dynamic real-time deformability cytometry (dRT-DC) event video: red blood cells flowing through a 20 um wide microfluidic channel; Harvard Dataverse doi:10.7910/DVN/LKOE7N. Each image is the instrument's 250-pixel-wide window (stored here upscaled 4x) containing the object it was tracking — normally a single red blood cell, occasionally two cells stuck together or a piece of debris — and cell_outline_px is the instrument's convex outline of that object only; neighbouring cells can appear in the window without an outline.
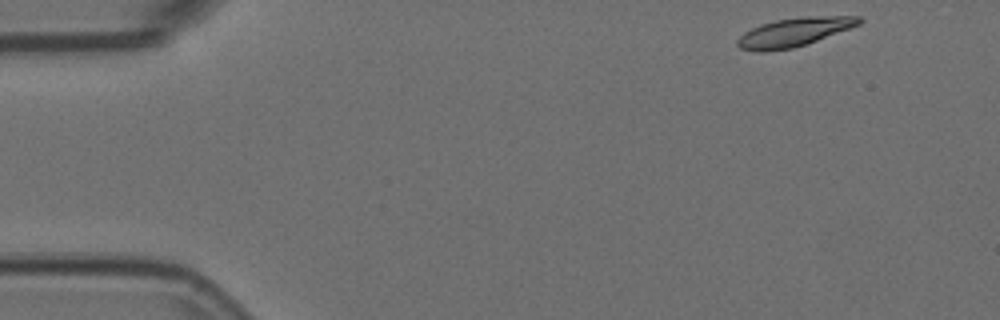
{"species": "Egyptian fruit bat (a non-hibernating species)", "species_latin": "Rousettus aegyptiacus", "temperature_condition": "room temperature", "stored_images_in_passage": 40, "camera_frame_rate_fps": 3000, "um_per_image_px": 0.085, "animal": {"sex": "female"}, "frame": {"image": 1, "passage_image": 1, "time_ms": 0.0, "image_size_px": [1000, 320], "cell_outline_px": [[864, 20], [860, 24], [816, 40], [792, 48], [768, 52], [756, 52], [740, 48], [736, 44], [736, 40], [744, 32], [760, 24], [776, 20], [804, 16], [860, 16]], "centroid_in_image_um": [67.45, 2.73], "position_along_channel_um": 17.5, "area_um2": 20.23}}
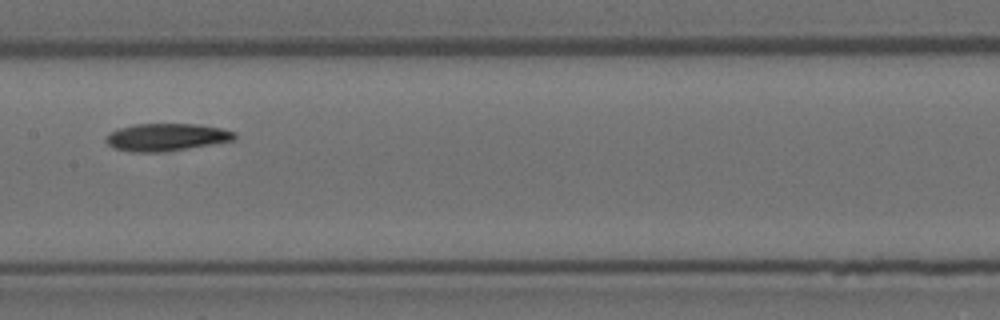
{"frame": {"image": 2, "passage_image": 23, "time_ms": 7.333, "image_size_px": [1000, 320], "cell_outline_px": [[236, 140], [212, 144], [160, 152], [132, 152], [116, 148], [108, 144], [104, 140], [104, 136], [108, 132], [120, 128], [136, 124], [196, 124], [220, 128], [236, 132]], "centroid_in_image_um": [14.12, 11.65], "position_along_channel_um": 193.3, "area_um2": 20.52}}
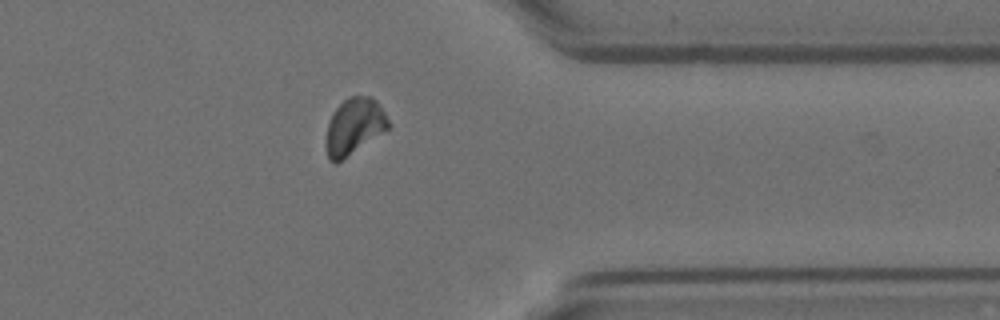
{"frame": {"image": 3, "passage_image": 39, "time_ms": 12.667, "image_size_px": [1000, 320], "cell_outline_px": [[392, 124], [388, 128], [336, 164], [328, 160], [324, 144], [328, 124], [336, 108], [348, 96], [372, 96], [376, 100]], "centroid_in_image_um": [30.08, 10.75], "position_along_channel_um": 381.3, "area_um2": 20.4}}